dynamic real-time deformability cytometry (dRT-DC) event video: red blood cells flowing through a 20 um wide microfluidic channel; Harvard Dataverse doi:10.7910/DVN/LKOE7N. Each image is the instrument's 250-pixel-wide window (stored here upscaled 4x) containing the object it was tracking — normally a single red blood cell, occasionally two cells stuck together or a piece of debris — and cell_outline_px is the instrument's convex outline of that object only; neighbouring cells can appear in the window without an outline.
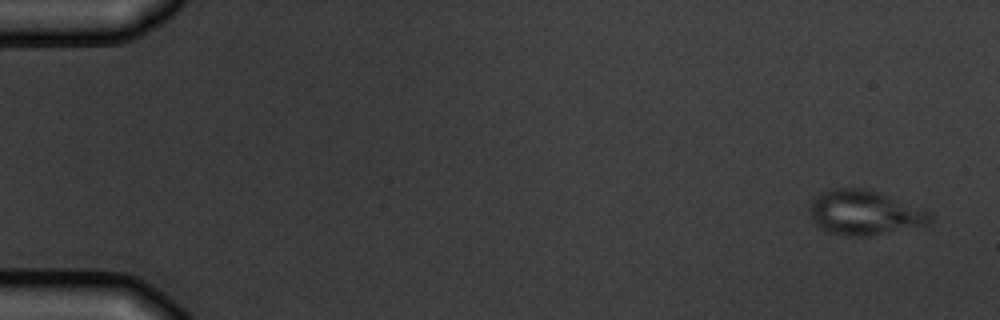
{"species": "common noctule bat (a hibernating species)", "species_latin": "Nyctalus noctula", "temperature_condition": "warm", "stored_images_in_passage": 6, "camera_frame_rate_fps": 3000, "um_per_image_px": 0.085, "animal": {"sex": "male", "body_mass_g": 19.5, "forearm_length_mm": 54.6}, "frame": {"image": 1, "passage_image": 1, "time_ms": 0.0, "image_size_px": [1000, 320], "cell_outline_px": [[932, 224], [928, 228], [868, 236], [852, 236], [832, 232], [816, 224], [812, 220], [808, 212], [808, 204], [816, 196], [824, 192], [836, 188], [860, 188], [880, 192], [924, 208], [932, 212]], "centroid_in_image_um": [73.62, 18.1], "position_along_channel_um": 11.4, "area_um2": 32.19}}